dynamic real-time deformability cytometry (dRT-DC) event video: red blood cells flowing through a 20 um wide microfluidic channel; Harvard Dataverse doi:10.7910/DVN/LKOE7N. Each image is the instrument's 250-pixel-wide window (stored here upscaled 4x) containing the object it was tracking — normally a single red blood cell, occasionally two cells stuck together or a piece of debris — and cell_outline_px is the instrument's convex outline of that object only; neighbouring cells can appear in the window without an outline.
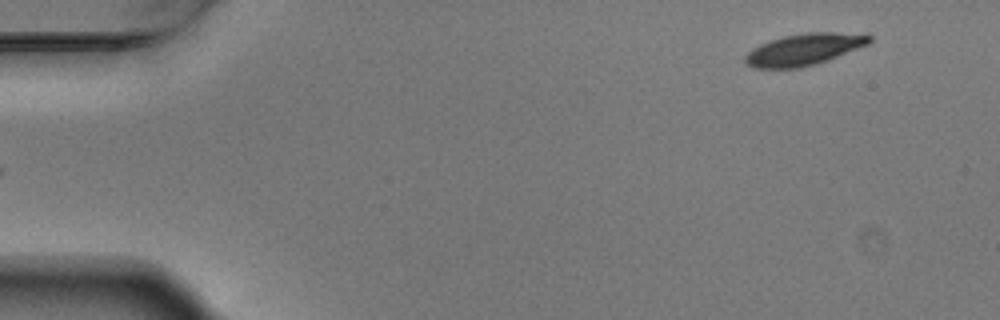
{"species": "Egyptian fruit bat (a non-hibernating species)", "species_latin": "Rousettus aegyptiacus", "temperature_condition": "warm", "stored_images_in_passage": 4, "camera_frame_rate_fps": 3000, "um_per_image_px": 0.085, "animal": {"sex": "male"}, "frame": {"image": 1, "passage_image": 4, "time_ms": 1.0, "image_size_px": [1000, 320], "cell_outline_px": [[872, 40], [868, 44], [836, 56], [800, 68], [752, 68], [744, 64], [744, 56], [752, 48], [760, 44], [784, 36], [804, 32], [832, 32], [872, 36]], "centroid_in_image_um": [68.25, 4.2], "position_along_channel_um": 16.8, "area_um2": 22.48}}